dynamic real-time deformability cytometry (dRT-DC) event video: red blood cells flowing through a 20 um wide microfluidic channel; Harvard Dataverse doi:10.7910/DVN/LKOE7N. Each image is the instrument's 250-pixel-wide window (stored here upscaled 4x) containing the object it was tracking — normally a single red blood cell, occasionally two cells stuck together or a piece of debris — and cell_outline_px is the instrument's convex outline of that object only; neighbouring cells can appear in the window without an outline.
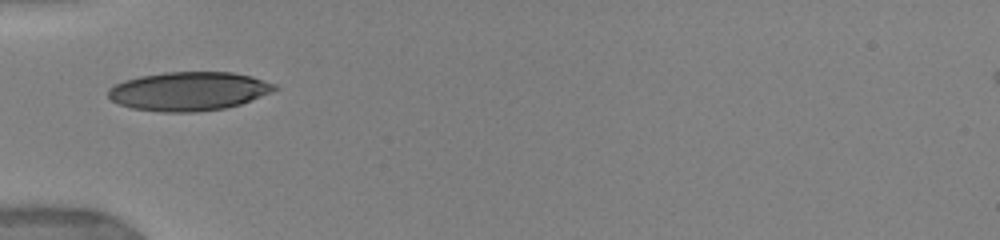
{"species": "human", "species_latin": "Homo sapiens", "temperature_condition": "warm", "stored_images_in_passage": 30, "camera_frame_rate_fps": 3000, "um_per_image_px": 0.085, "donor": {"sex": "female"}, "frame": {"image": 1, "passage_image": 1, "time_ms": 0.0, "image_size_px": [1000, 240], "cell_outline_px": [[280, 88], [272, 92], [240, 104], [224, 108], [196, 112], [164, 112], [132, 108], [120, 104], [112, 100], [108, 96], [108, 88], [124, 80], [140, 76], [164, 72], [232, 72], [252, 76], [276, 84]], "centroid_in_image_um": [16.06, 7.75], "position_along_channel_um": 68.9, "area_um2": 37.63}}